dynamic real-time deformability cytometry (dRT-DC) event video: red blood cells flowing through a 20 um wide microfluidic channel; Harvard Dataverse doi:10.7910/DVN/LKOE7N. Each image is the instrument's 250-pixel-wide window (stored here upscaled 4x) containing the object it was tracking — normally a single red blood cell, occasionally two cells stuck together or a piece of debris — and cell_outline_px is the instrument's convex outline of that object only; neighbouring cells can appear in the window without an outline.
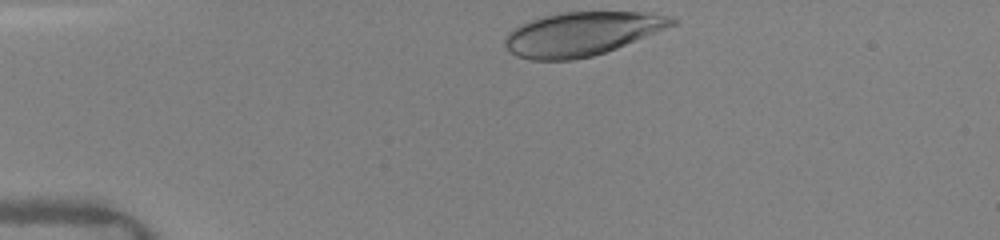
{"species": "human", "species_latin": "Homo sapiens", "temperature_condition": "warm", "stored_images_in_passage": 37, "camera_frame_rate_fps": 3000, "um_per_image_px": 0.085, "donor": {"sex": "female"}, "frame": {"image": 1, "passage_image": 1, "time_ms": 0.0, "image_size_px": [1000, 240], "cell_outline_px": [[680, 20], [676, 24], [616, 48], [592, 56], [572, 60], [532, 60], [516, 56], [504, 44], [504, 40], [508, 32], [512, 28], [528, 20], [560, 12], [640, 12], [668, 16]], "centroid_in_image_um": [49.41, 2.87], "position_along_channel_um": 35.6, "area_um2": 42.31}}
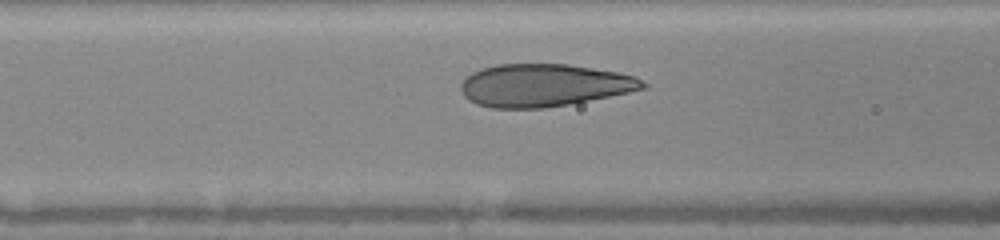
{"frame": {"image": 2, "passage_image": 16, "time_ms": 3.333, "image_size_px": [1000, 240], "cell_outline_px": [[648, 84], [644, 88], [628, 92], [568, 104], [544, 108], [492, 108], [476, 104], [468, 100], [464, 96], [460, 88], [460, 84], [472, 72], [480, 68], [496, 64], [568, 64], [616, 72], [636, 76]], "centroid_in_image_um": [46.19, 7.24], "position_along_channel_um": 120.4, "area_um2": 45.03}}
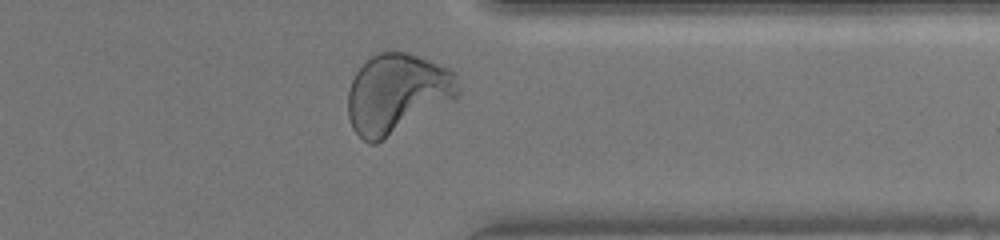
{"frame": {"image": 3, "passage_image": 35, "time_ms": 9.667, "image_size_px": [1000, 240], "cell_outline_px": [[460, 92], [456, 96], [376, 144], [368, 144], [352, 128], [348, 116], [348, 92], [352, 80], [356, 72], [372, 56], [380, 52], [404, 52], [428, 60], [448, 68], [456, 72]], "centroid_in_image_um": [33.71, 7.94], "position_along_channel_um": 377.7, "area_um2": 50.05}, "authors_computed_cell_mechanics": {"area_um2": 44.795, "velocity_mm_per_s": 4.0893, "shape_relaxation_time_tau1_ms": 3.4141, "shape_relaxation_time_tau2_ms": null, "deformation_change_tau1": 0.1823, "deformation_change_tau2": null}}